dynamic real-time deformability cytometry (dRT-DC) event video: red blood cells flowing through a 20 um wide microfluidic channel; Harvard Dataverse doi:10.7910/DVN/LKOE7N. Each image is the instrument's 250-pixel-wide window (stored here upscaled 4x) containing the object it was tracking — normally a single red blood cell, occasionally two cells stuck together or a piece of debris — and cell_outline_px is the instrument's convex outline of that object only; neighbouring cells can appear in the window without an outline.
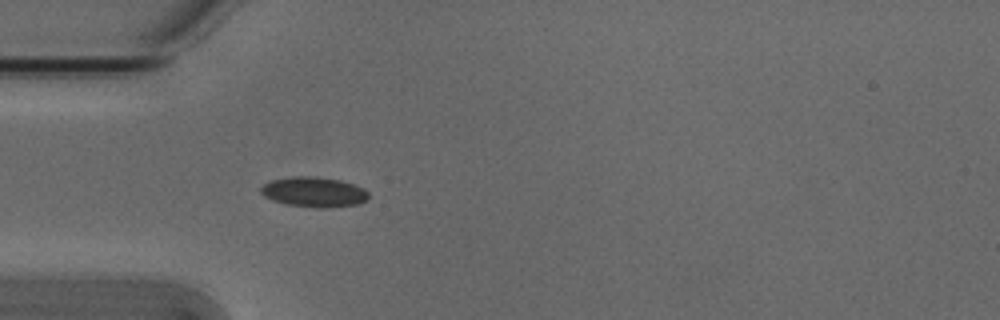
{"species": "Egyptian fruit bat (a non-hibernating species)", "species_latin": "Rousettus aegyptiacus", "temperature_condition": "cold", "stored_images_in_passage": 5, "camera_frame_rate_fps": 3000, "um_per_image_px": 0.085, "animal": {"sex": "male"}, "frame": {"image": 1, "passage_image": 5, "time_ms": 1.333, "image_size_px": [1000, 320], "cell_outline_px": [[368, 200], [360, 204], [324, 208], [316, 208], [284, 204], [272, 200], [264, 196], [260, 192], [260, 188], [264, 184], [272, 180], [292, 176], [316, 176], [340, 180], [364, 188], [368, 192]], "centroid_in_image_um": [26.69, 16.33], "position_along_channel_um": 58.3, "area_um2": 19.07}}